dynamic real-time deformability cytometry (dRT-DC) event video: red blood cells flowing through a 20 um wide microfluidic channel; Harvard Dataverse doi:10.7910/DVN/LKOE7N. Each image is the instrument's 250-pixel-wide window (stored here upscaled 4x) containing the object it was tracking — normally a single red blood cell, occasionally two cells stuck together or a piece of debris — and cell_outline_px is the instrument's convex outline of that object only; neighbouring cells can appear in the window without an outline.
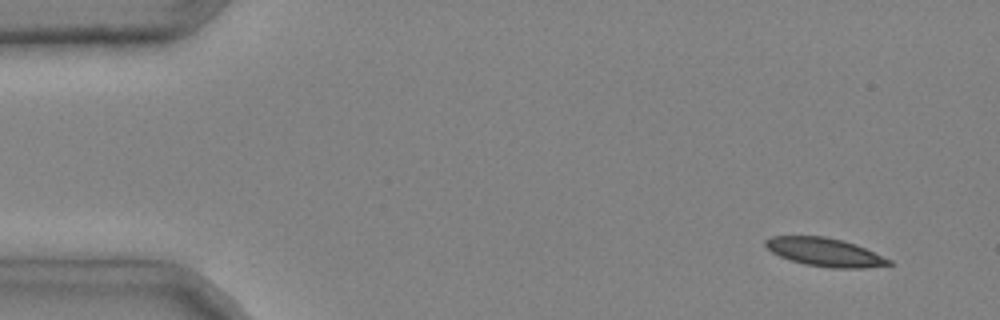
{"species": "common noctule bat (a hibernating species)", "species_latin": "Nyctalus noctula", "temperature_condition": "cold", "stored_images_in_passage": 3, "camera_frame_rate_fps": 3000, "um_per_image_px": 0.085, "animal": {"sex": "male", "body_mass_g": 20.4}, "frame": {"image": 1, "passage_image": 1, "time_ms": 0.0, "image_size_px": [1000, 320], "cell_outline_px": [[892, 264], [864, 268], [832, 268], [804, 264], [780, 256], [772, 252], [764, 244], [764, 240], [772, 236], [824, 236], [844, 240], [856, 244], [892, 260]], "centroid_in_image_um": [70.12, 21.42], "position_along_channel_um": 14.9, "area_um2": 20.35}}